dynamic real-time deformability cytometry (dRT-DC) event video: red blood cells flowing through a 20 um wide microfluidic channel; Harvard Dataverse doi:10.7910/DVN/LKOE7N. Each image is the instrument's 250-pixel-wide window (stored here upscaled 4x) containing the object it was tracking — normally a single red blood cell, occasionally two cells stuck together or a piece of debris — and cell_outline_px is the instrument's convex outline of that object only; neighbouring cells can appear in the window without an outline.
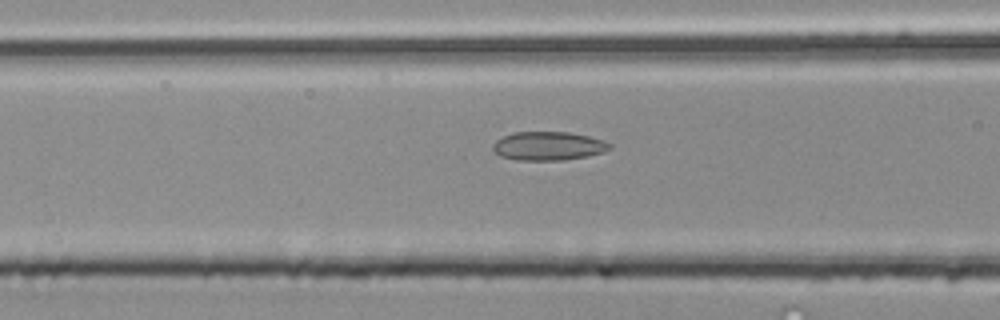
{"species": "common noctule bat (a hibernating species)", "species_latin": "Nyctalus noctula", "temperature_condition": "room temperature", "stored_images_in_passage": 7, "camera_frame_rate_fps": 3000, "um_per_image_px": 0.085, "animal": {"sex": "male", "body_mass_g": 20.4}, "frame": {"image": 1, "passage_image": 5, "time_ms": 1.333, "image_size_px": [1000, 320], "cell_outline_px": [[612, 148], [604, 152], [564, 160], [516, 160], [500, 156], [492, 148], [492, 144], [496, 140], [512, 132], [568, 132], [588, 136], [604, 140], [612, 144]], "centroid_in_image_um": [46.61, 12.4], "position_along_channel_um": 120.0, "area_um2": 19.54}}